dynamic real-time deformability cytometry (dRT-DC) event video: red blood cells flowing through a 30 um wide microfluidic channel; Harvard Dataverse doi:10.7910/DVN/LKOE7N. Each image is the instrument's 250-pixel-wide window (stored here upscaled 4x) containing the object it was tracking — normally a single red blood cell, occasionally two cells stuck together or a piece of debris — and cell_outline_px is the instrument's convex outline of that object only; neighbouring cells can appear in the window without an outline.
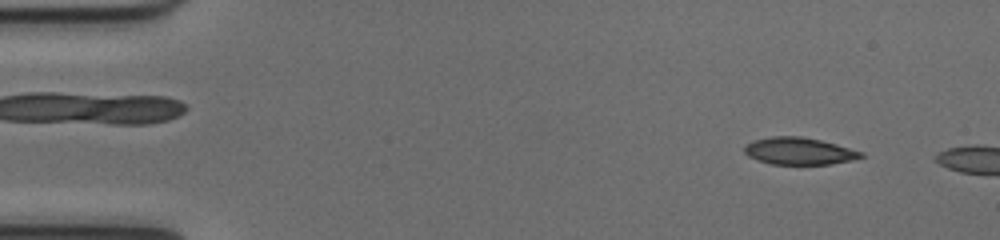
{"species": "common noctule bat (a hibernating species)", "species_latin": "Nyctalus noctula", "temperature_condition": "cold", "stored_images_in_passage": 7, "camera_frame_rate_fps": 3000, "um_per_image_px": 0.085, "animal": {"sex": "female", "body_mass_g": 17.0, "forearm_length_mm": 48.0}, "frame": {"image": 1, "passage_image": 4, "time_ms": 1.0, "image_size_px": [1000, 240], "cell_outline_px": [[864, 156], [852, 160], [832, 164], [772, 164], [756, 160], [748, 156], [744, 152], [744, 144], [752, 140], [772, 136], [800, 136], [820, 140], [836, 144], [864, 152]], "centroid_in_image_um": [67.89, 12.84], "position_along_channel_um": 17.1, "area_um2": 18.55}}